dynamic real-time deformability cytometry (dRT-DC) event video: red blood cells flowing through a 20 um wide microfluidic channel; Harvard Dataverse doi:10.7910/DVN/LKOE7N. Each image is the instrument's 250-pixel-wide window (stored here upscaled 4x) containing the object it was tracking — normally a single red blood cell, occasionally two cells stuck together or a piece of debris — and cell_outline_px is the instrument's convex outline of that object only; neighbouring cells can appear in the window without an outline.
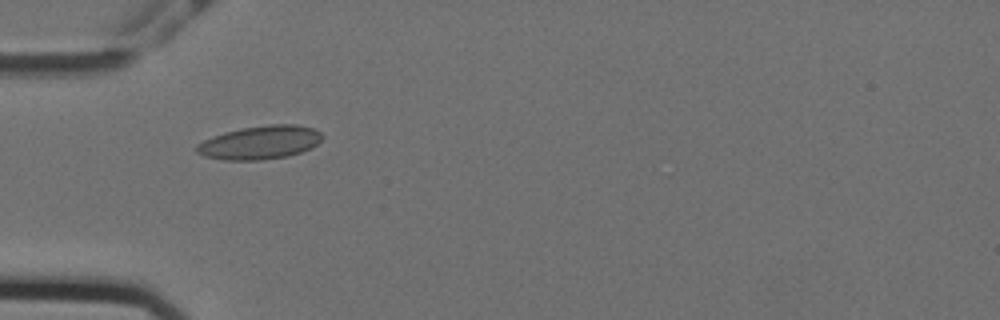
{"species": "Egyptian fruit bat (a non-hibernating species)", "species_latin": "Rousettus aegyptiacus", "temperature_condition": "cold", "stored_images_in_passage": 39, "camera_frame_rate_fps": 3000, "um_per_image_px": 0.085, "animal": {"sex": "female"}, "frame": {"image": 1, "passage_image": 1, "time_ms": 0.0, "image_size_px": [1000, 320], "cell_outline_px": [[324, 136], [312, 148], [288, 156], [264, 160], [224, 160], [204, 156], [196, 152], [196, 144], [212, 136], [224, 132], [244, 128], [268, 124], [296, 124], [312, 128], [320, 132]], "centroid_in_image_um": [22.09, 12.11], "position_along_channel_um": 62.9, "area_um2": 24.57}}
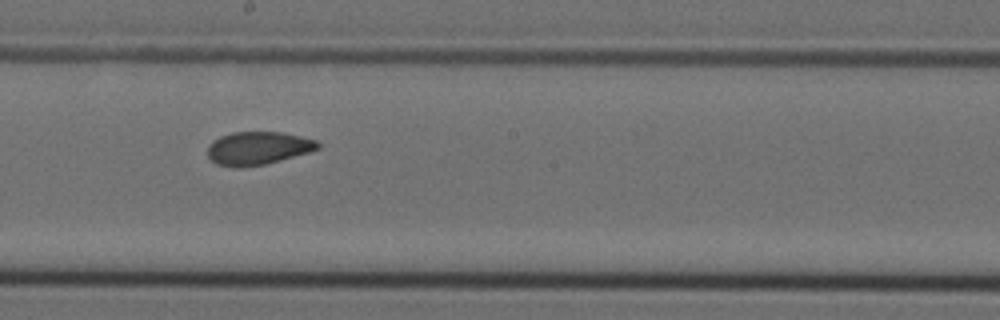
{"frame": {"image": 2, "passage_image": 15, "time_ms": 4.667, "image_size_px": [1000, 320], "cell_outline_px": [[320, 148], [308, 152], [280, 160], [264, 164], [240, 168], [232, 168], [216, 164], [208, 156], [208, 144], [212, 140], [220, 136], [232, 132], [280, 132], [300, 136], [316, 140], [320, 144]], "centroid_in_image_um": [21.88, 12.6], "position_along_channel_um": 226.3, "area_um2": 21.33}}
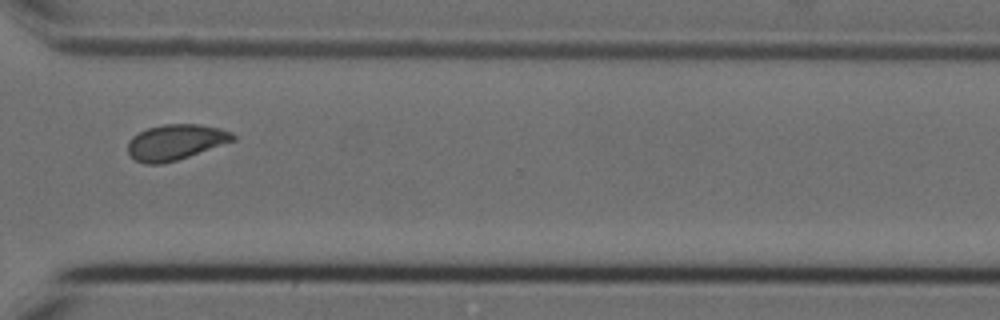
{"frame": {"image": 3, "passage_image": 26, "time_ms": 8.333, "image_size_px": [1000, 320], "cell_outline_px": [[236, 140], [176, 160], [160, 164], [144, 164], [136, 160], [128, 152], [128, 140], [132, 136], [148, 128], [164, 124], [200, 124], [220, 128], [232, 132], [236, 136]], "centroid_in_image_um": [14.93, 12.07], "position_along_channel_um": 355.7, "area_um2": 21.68}, "authors_computed_cell_mechanics": {"area_um2": 21.3282, "velocity_mm_per_s": 3.5364, "shape_relaxation_time_tau1_ms": null, "shape_relaxation_time_tau2_ms": 1.7247, "deformation_change_tau1": null, "deformation_change_tau2": 0.0649}}